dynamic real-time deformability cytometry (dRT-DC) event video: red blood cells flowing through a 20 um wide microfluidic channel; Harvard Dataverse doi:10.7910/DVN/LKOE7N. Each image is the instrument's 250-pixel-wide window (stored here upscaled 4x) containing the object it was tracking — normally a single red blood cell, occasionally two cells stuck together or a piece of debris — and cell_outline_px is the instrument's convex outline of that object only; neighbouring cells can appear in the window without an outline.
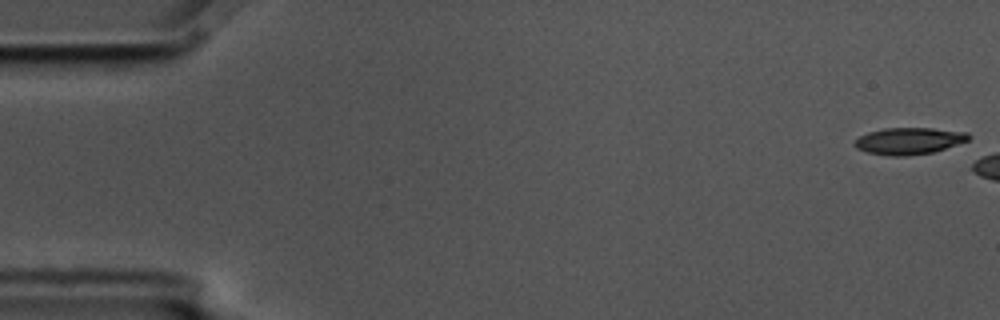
{"species": "common noctule bat (a hibernating species)", "species_latin": "Nyctalus noctula", "temperature_condition": "cold", "stored_images_in_passage": 3, "camera_frame_rate_fps": 3000, "um_per_image_px": 0.085, "animal": {"sex": "male", "body_mass_g": 17.5, "forearm_length_mm": 52.3}, "frame": {"image": 1, "passage_image": 1, "time_ms": 0.0, "image_size_px": [1000, 320], "cell_outline_px": [[972, 136], [968, 140], [932, 152], [904, 156], [892, 156], [868, 152], [856, 148], [852, 144], [860, 136], [868, 132], [884, 128], [932, 128], [968, 132]], "centroid_in_image_um": [77.25, 11.97], "position_along_channel_um": 7.7, "area_um2": 17.63}}